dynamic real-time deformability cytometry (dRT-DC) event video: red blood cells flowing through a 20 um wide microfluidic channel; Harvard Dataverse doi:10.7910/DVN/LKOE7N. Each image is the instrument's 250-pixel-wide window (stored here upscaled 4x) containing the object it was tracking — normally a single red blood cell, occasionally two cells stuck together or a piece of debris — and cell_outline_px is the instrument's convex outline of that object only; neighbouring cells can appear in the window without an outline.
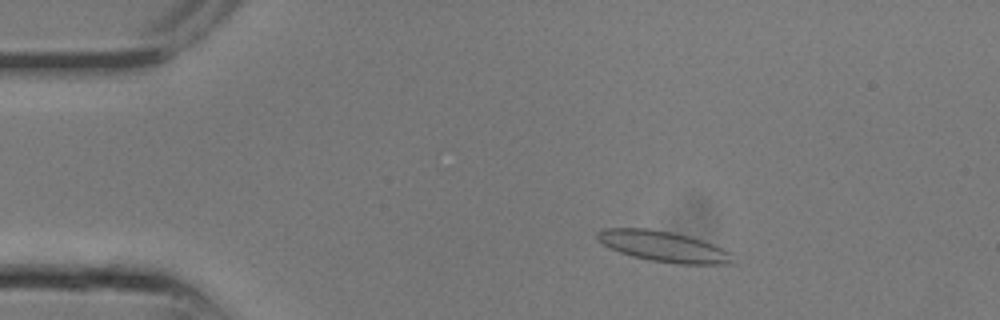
{"species": "common noctule bat (a hibernating species)", "species_latin": "Nyctalus noctula", "temperature_condition": "room temperature", "stored_images_in_passage": 12, "camera_frame_rate_fps": 3000, "um_per_image_px": 0.085, "animal": {"sex": "male", "body_mass_g": 13.3}, "frame": {"image": 1, "passage_image": 4, "time_ms": 1.0, "image_size_px": [1000, 320], "cell_outline_px": [[732, 264], [676, 264], [652, 260], [632, 256], [608, 248], [596, 240], [596, 232], [604, 228], [648, 228], [672, 232], [688, 236], [712, 244], [732, 252]], "centroid_in_image_um": [56.34, 20.94], "position_along_channel_um": 28.7, "area_um2": 24.22}}
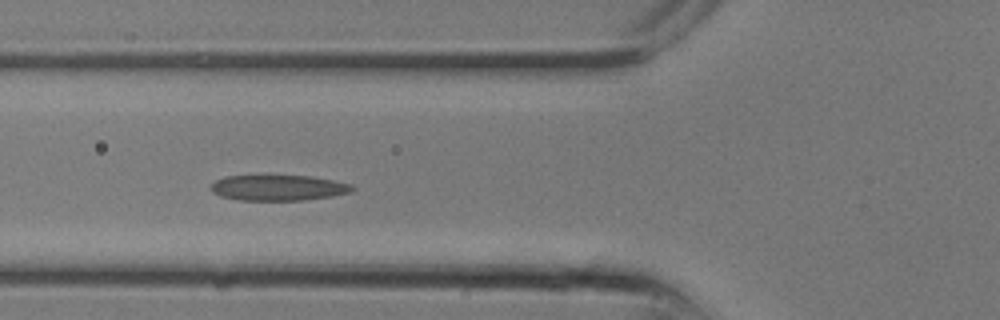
{"frame": {"image": 2, "passage_image": 9, "time_ms": 2.667, "image_size_px": [1000, 320], "cell_outline_px": [[356, 188], [352, 192], [332, 196], [304, 200], [240, 200], [220, 196], [212, 192], [208, 188], [216, 180], [224, 176], [312, 176], [352, 184]], "centroid_in_image_um": [23.66, 15.96], "position_along_channel_um": 102.1, "area_um2": 21.15}}
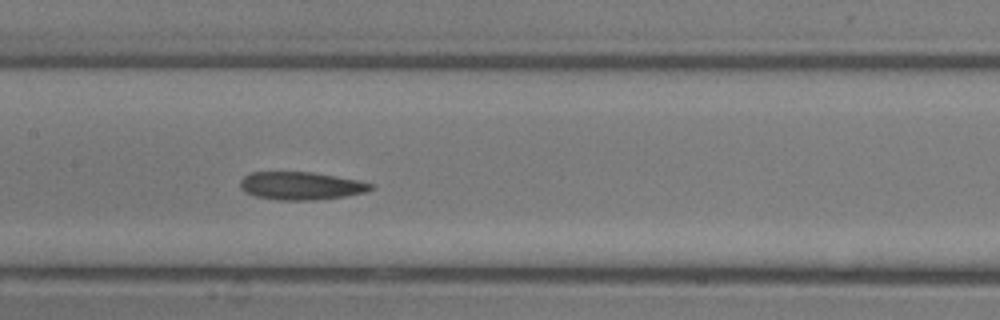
{"frame": {"image": 3, "passage_image": 12, "time_ms": 3.667, "image_size_px": [1000, 320], "cell_outline_px": [[372, 188], [368, 192], [344, 196], [316, 200], [276, 200], [256, 196], [244, 192], [240, 188], [240, 180], [244, 176], [252, 172], [312, 172], [360, 180], [372, 184]], "centroid_in_image_um": [25.57, 15.79], "position_along_channel_um": 181.8, "area_um2": 21.33}}